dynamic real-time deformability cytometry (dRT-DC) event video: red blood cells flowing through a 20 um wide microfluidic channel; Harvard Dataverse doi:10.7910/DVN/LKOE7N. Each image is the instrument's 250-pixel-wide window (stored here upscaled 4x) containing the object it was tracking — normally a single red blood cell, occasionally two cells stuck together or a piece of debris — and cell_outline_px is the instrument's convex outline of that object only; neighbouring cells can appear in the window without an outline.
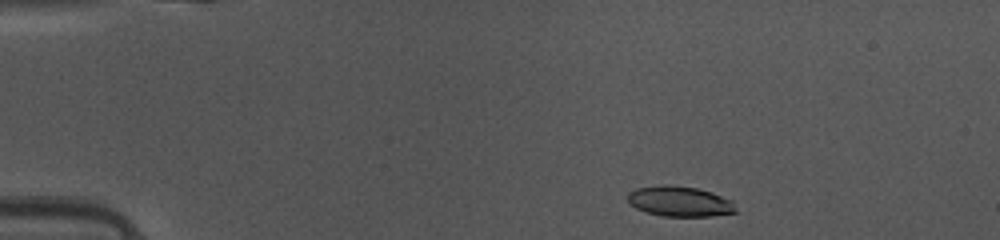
{"species": "common noctule bat (a hibernating species)", "species_latin": "Nyctalus noctula", "temperature_condition": "warm", "stored_images_in_passage": 42, "camera_frame_rate_fps": 3000, "um_per_image_px": 0.085, "animal": {"sex": "female", "body_mass_g": 10.0, "forearm_length_mm": 53.1}, "frame": {"image": 1, "passage_image": 2, "time_ms": 0.333, "image_size_px": [1000, 240], "cell_outline_px": [[736, 212], [712, 216], [664, 216], [648, 212], [636, 208], [628, 200], [628, 192], [636, 188], [668, 184], [696, 188], [712, 192], [732, 200], [736, 208]], "centroid_in_image_um": [57.8, 17.11], "position_along_channel_um": 27.2, "area_um2": 18.96}}
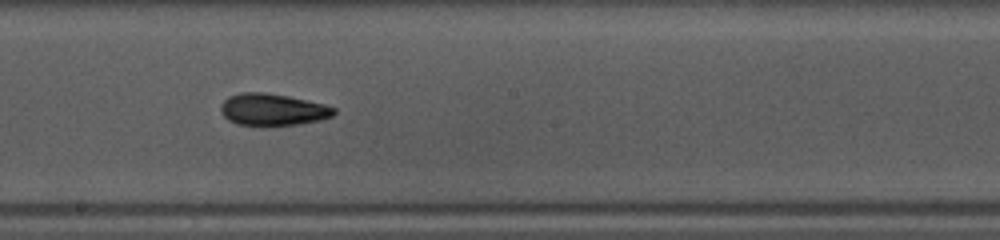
{"frame": {"image": 2, "passage_image": 21, "time_ms": 6.667, "image_size_px": [1000, 240], "cell_outline_px": [[336, 112], [332, 116], [320, 120], [300, 124], [264, 128], [236, 124], [228, 120], [220, 112], [220, 104], [228, 96], [240, 92], [264, 92], [288, 96], [324, 104], [336, 108]], "centroid_in_image_um": [23.14, 9.35], "position_along_channel_um": 225.1, "area_um2": 21.79}}
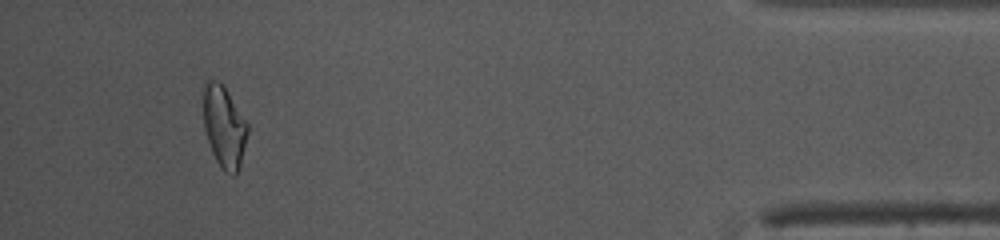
{"frame": {"image": 3, "passage_image": 39, "time_ms": 12.667, "image_size_px": [1000, 240], "cell_outline_px": [[248, 132], [240, 168], [232, 176], [224, 172], [216, 160], [212, 152], [204, 128], [200, 92], [204, 80], [220, 80], [248, 124]], "centroid_in_image_um": [19.0, 10.71], "position_along_channel_um": 416.2, "area_um2": 21.68}}